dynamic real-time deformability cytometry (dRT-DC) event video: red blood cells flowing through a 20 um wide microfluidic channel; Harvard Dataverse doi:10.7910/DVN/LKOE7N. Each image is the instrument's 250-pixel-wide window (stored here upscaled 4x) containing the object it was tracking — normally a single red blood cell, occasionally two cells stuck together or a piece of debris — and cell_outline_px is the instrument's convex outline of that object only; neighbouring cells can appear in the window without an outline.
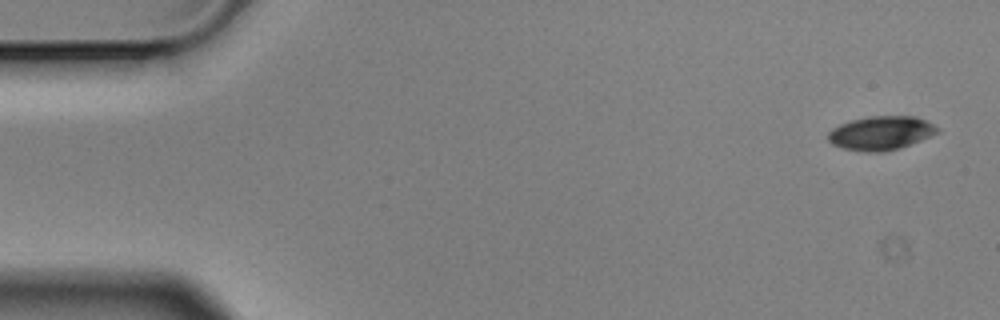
{"species": "Egyptian fruit bat (a non-hibernating species)", "species_latin": "Rousettus aegyptiacus", "temperature_condition": "cold", "stored_images_in_passage": 55, "camera_frame_rate_fps": 3000, "um_per_image_px": 0.085, "animal": {"sex": "male"}, "frame": {"image": 1, "passage_image": 1, "time_ms": 0.0, "image_size_px": [1000, 320], "cell_outline_px": [[940, 132], [920, 140], [884, 152], [868, 152], [844, 148], [832, 144], [828, 140], [828, 132], [832, 128], [840, 124], [852, 120], [872, 116], [916, 116], [940, 128]], "centroid_in_image_um": [74.87, 11.3], "position_along_channel_um": 10.1, "area_um2": 21.27}}
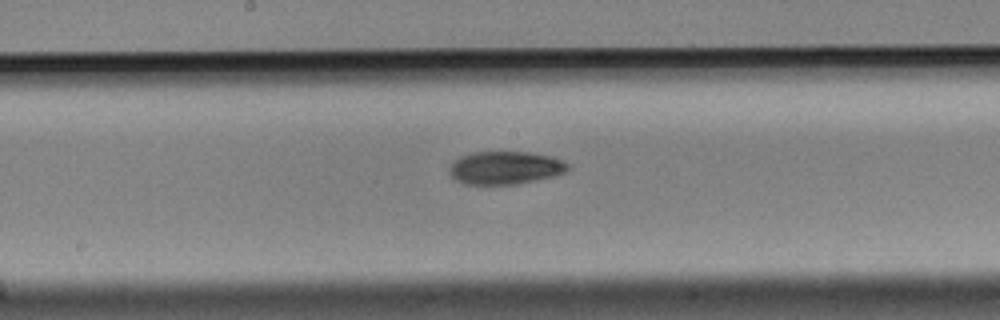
{"frame": {"image": 2, "passage_image": 28, "time_ms": 9.0, "image_size_px": [1000, 320], "cell_outline_px": [[572, 168], [568, 172], [556, 176], [516, 184], [464, 184], [456, 180], [452, 176], [448, 168], [460, 156], [472, 152], [528, 152], [552, 156], [568, 164]], "centroid_in_image_um": [42.99, 14.26], "position_along_channel_um": 205.2, "area_um2": 22.89}}
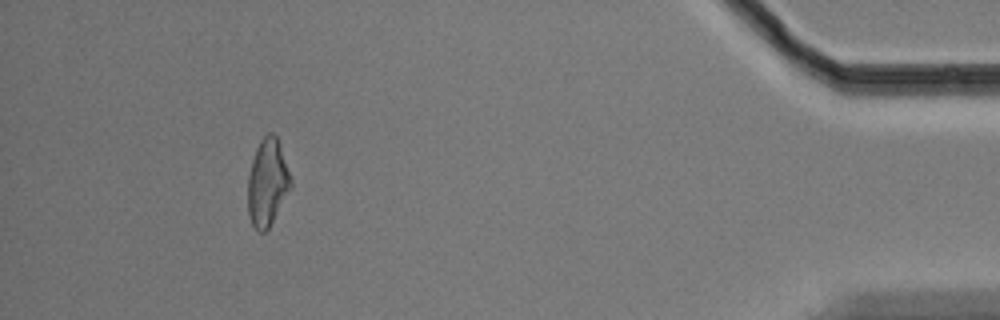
{"frame": {"image": 3, "passage_image": 51, "time_ms": 16.667, "image_size_px": [1000, 320], "cell_outline_px": [[292, 188], [268, 228], [264, 232], [260, 232], [252, 224], [248, 212], [248, 176], [252, 160], [256, 148], [260, 140], [268, 132], [272, 132], [276, 136], [292, 180]], "centroid_in_image_um": [22.73, 15.51], "position_along_channel_um": 412.5, "area_um2": 21.62}, "authors_computed_cell_mechanics": {"area_um2": 22.253, "velocity_mm_per_s": 3.5176, "shape_relaxation_time_tau1_ms": 4.1421, "shape_relaxation_time_tau2_ms": null, "deformation_change_tau1": 0.1123, "deformation_change_tau2": null}}